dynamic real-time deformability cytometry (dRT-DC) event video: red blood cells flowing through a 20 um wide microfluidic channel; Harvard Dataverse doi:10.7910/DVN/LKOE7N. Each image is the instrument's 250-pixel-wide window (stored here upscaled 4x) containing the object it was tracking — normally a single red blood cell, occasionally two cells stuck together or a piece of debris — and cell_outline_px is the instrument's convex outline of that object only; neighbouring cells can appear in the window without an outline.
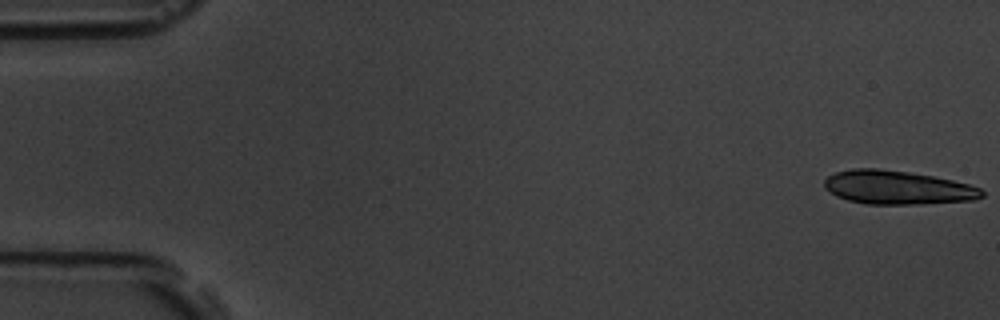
{"species": "common noctule bat (a hibernating species)", "species_latin": "Nyctalus noctula", "temperature_condition": "room temperature", "stored_images_in_passage": 6, "camera_frame_rate_fps": 3000, "um_per_image_px": 0.085, "animal": {"sex": "male", "body_mass_g": 19.5, "forearm_length_mm": 54.6}, "frame": {"image": 1, "passage_image": 1, "time_ms": 0.0, "image_size_px": [1000, 320], "cell_outline_px": [[984, 196], [976, 200], [916, 204], [868, 204], [848, 200], [836, 196], [824, 188], [824, 180], [828, 176], [836, 172], [852, 168], [876, 168], [908, 172], [932, 176], [952, 180], [968, 184], [980, 188], [984, 192]], "centroid_in_image_um": [76.27, 15.94], "position_along_channel_um": 8.7, "area_um2": 30.92}}
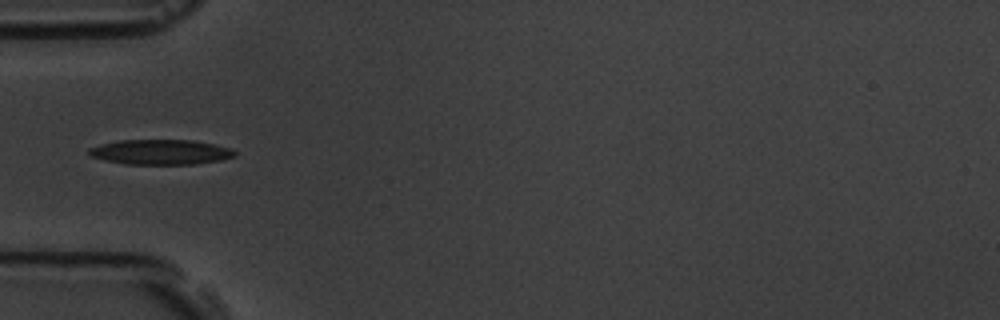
{"frame": {"image": 2, "passage_image": 6, "time_ms": 6.0, "image_size_px": [1000, 320], "cell_outline_px": [[236, 156], [220, 160], [196, 164], [124, 164], [104, 160], [92, 156], [88, 152], [88, 148], [100, 144], [120, 140], [196, 140], [216, 144], [232, 148], [236, 152]], "centroid_in_image_um": [13.69, 12.92], "position_along_channel_um": 71.3, "area_um2": 21.44}}